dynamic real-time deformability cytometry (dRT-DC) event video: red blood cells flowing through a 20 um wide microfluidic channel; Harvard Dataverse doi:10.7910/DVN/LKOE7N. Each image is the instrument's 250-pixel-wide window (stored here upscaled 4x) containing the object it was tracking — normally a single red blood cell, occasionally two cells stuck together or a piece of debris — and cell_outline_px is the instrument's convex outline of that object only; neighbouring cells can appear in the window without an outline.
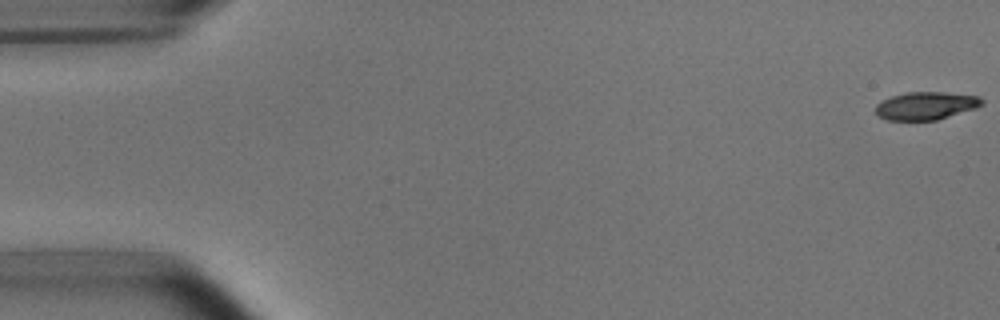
{"species": "common noctule bat (a hibernating species)", "species_latin": "Nyctalus noctula", "temperature_condition": "room temperature", "stored_images_in_passage": 54, "camera_frame_rate_fps": 3000, "um_per_image_px": 0.085, "animal": {"sex": "male", "body_mass_g": 15.6}, "frame": {"image": 1, "passage_image": 1, "time_ms": 0.0, "image_size_px": [1000, 320], "cell_outline_px": [[984, 104], [976, 108], [936, 120], [888, 120], [880, 116], [876, 112], [876, 104], [892, 96], [908, 92], [944, 92], [980, 96], [984, 100]], "centroid_in_image_um": [78.75, 8.98], "position_along_channel_um": 6.2, "area_um2": 17.17}}
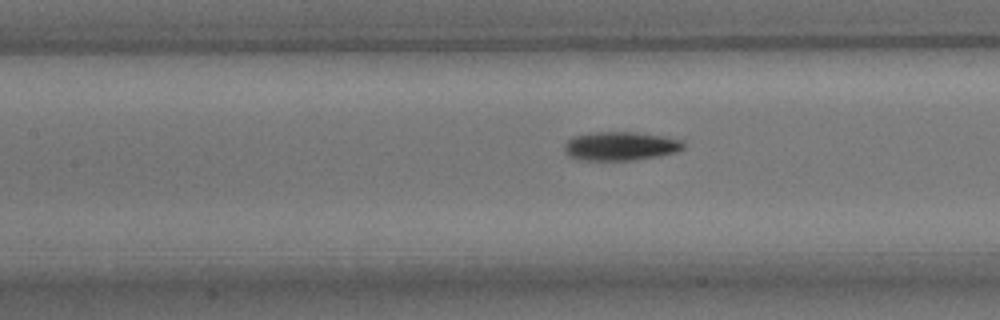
{"frame": {"image": 2, "passage_image": 24, "time_ms": 7.667, "image_size_px": [1000, 320], "cell_outline_px": [[684, 148], [676, 152], [660, 156], [636, 160], [584, 160], [572, 156], [564, 148], [564, 144], [572, 136], [596, 132], [636, 132], [664, 136], [684, 140]], "centroid_in_image_um": [52.81, 12.41], "position_along_channel_um": 154.6, "area_um2": 19.94}}
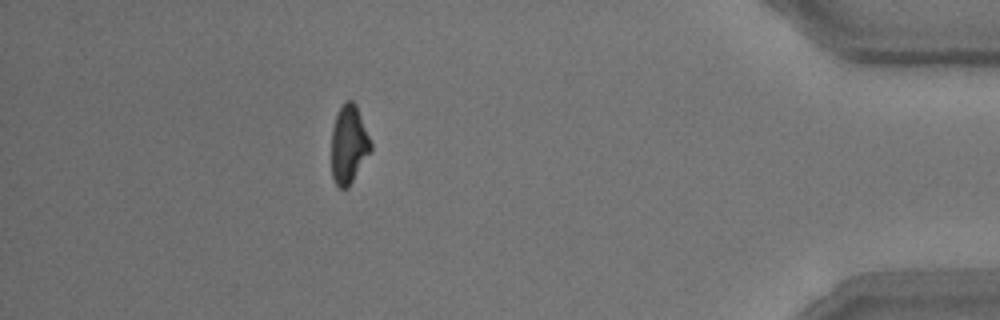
{"frame": {"image": 3, "passage_image": 48, "time_ms": 15.667, "image_size_px": [1000, 320], "cell_outline_px": [[372, 148], [348, 188], [340, 188], [336, 184], [332, 176], [332, 128], [336, 116], [344, 100], [352, 100], [356, 104], [372, 144]], "centroid_in_image_um": [29.64, 12.26], "position_along_channel_um": 405.6, "area_um2": 17.74}, "authors_computed_cell_mechanics": {"area_um2": 18.7272, "velocity_mm_per_s": 3.7502, "shape_relaxation_time_tau1_ms": 2.9598, "shape_relaxation_time_tau2_ms": 6.749, "deformation_change_tau1": 0.1445, "deformation_change_tau2": 0.1582}}